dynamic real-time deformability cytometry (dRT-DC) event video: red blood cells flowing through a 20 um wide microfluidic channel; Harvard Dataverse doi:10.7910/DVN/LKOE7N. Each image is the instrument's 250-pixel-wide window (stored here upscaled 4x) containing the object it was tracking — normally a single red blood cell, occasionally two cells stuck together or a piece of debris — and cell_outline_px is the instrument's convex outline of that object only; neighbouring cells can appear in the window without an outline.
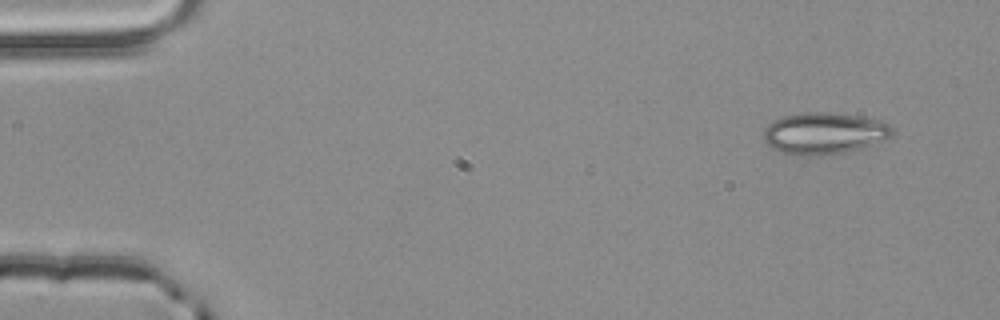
{"species": "common noctule bat (a hibernating species)", "species_latin": "Nyctalus noctula", "temperature_condition": "room temperature", "stored_images_in_passage": 4, "camera_frame_rate_fps": 3000, "um_per_image_px": 0.085, "animal": {"sex": "male", "body_mass_g": 20.4}, "frame": {"image": 1, "passage_image": 1, "time_ms": 0.0, "image_size_px": [1000, 320], "cell_outline_px": [[892, 136], [884, 140], [860, 148], [844, 152], [820, 156], [800, 156], [780, 152], [772, 148], [764, 140], [764, 128], [768, 124], [784, 116], [804, 112], [828, 112], [856, 116], [876, 120], [888, 124], [892, 128]], "centroid_in_image_um": [70.01, 11.35], "position_along_channel_um": 15.0, "area_um2": 31.04}}